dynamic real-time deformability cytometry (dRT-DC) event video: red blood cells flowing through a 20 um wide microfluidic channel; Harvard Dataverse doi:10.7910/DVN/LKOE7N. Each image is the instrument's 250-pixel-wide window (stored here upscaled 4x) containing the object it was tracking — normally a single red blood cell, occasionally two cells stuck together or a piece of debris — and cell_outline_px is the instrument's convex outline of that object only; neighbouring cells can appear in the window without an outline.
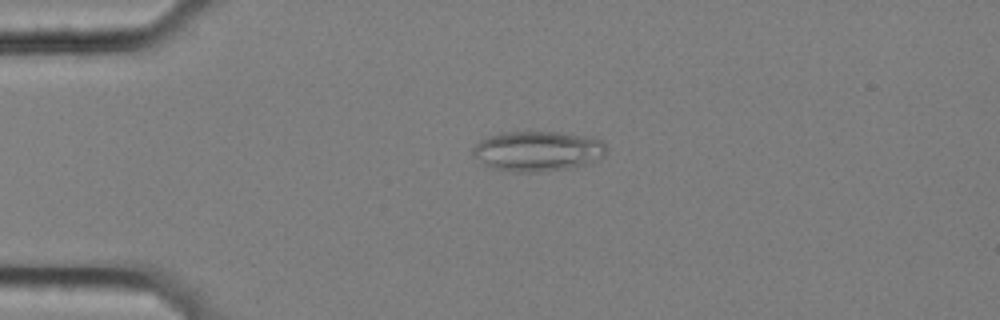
{"species": "common noctule bat (a hibernating species)", "species_latin": "Nyctalus noctula", "temperature_condition": "cold", "stored_images_in_passage": 49, "camera_frame_rate_fps": 3000, "um_per_image_px": 0.085, "animal": {"sex": "female", "body_mass_g": 25.1}, "frame": {"image": 1, "passage_image": 5, "time_ms": 1.333, "image_size_px": [1000, 320], "cell_outline_px": [[608, 152], [604, 156], [584, 164], [568, 168], [540, 172], [512, 172], [492, 168], [484, 164], [472, 156], [472, 148], [480, 140], [488, 136], [500, 132], [560, 132], [592, 136], [600, 140], [608, 148]], "centroid_in_image_um": [45.69, 12.83], "position_along_channel_um": 39.3, "area_um2": 31.56}}
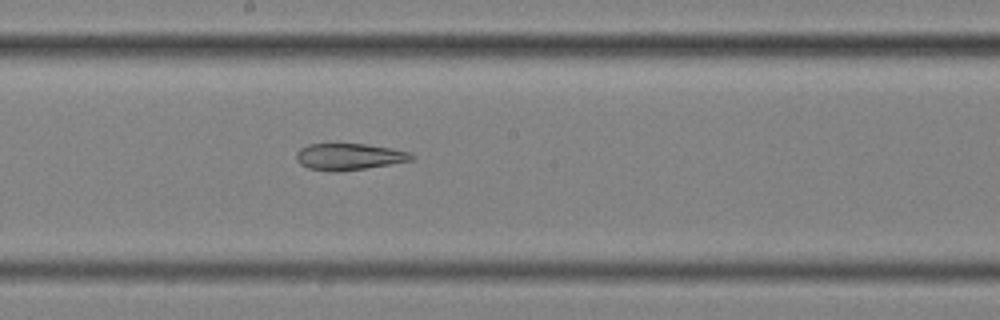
{"frame": {"image": 2, "passage_image": 23, "time_ms": 7.333, "image_size_px": [1000, 320], "cell_outline_px": [[416, 156], [412, 160], [364, 168], [336, 172], [332, 172], [308, 168], [300, 164], [296, 160], [296, 152], [300, 148], [308, 144], [364, 144], [392, 148], [408, 152]], "centroid_in_image_um": [29.63, 13.31], "position_along_channel_um": 218.6, "area_um2": 17.74}}
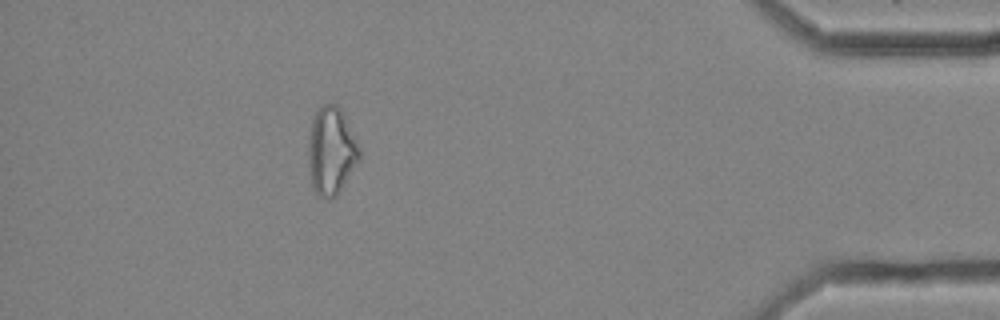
{"frame": {"image": 3, "passage_image": 43, "time_ms": 14.0, "image_size_px": [1000, 320], "cell_outline_px": [[360, 160], [336, 196], [328, 200], [320, 196], [312, 188], [308, 164], [308, 140], [312, 116], [320, 104], [336, 104], [340, 108], [360, 144]], "centroid_in_image_um": [28.15, 12.81], "position_along_channel_um": 407.1, "area_um2": 26.59}, "authors_computed_cell_mechanics": {"area_um2": 23.8136, "velocity_mm_per_s": 3.5305, "shape_relaxation_time_tau1_ms": null, "shape_relaxation_time_tau2_ms": 7.4742, "deformation_change_tau1": null, "deformation_change_tau2": 0.1764}}